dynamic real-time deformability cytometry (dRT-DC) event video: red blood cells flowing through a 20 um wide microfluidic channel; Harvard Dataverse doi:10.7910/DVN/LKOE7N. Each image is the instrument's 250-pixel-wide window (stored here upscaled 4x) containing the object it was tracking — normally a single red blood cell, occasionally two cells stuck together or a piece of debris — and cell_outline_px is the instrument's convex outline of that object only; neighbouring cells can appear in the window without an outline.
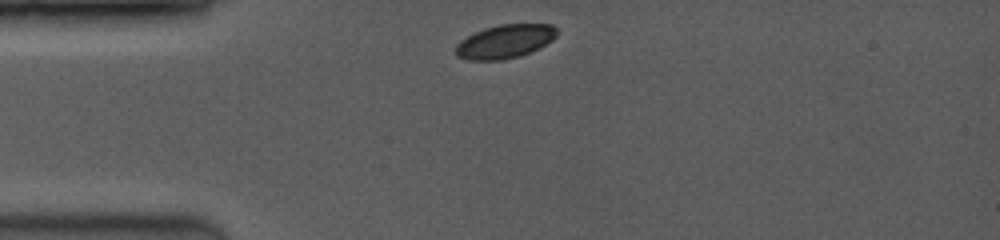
{"species": "common noctule bat (a hibernating species)", "species_latin": "Nyctalus noctula", "temperature_condition": "room temperature", "stored_images_in_passage": 28, "camera_frame_rate_fps": 3500, "um_per_image_px": 0.085, "animal": {"sex": "female", "body_mass_g": 19.0, "forearm_length_mm": 53.3}, "frame": {"image": 1, "passage_image": 1, "time_ms": 0.0, "image_size_px": [1000, 240], "cell_outline_px": [[556, 36], [552, 40], [528, 52], [516, 56], [500, 60], [468, 60], [456, 56], [456, 44], [460, 40], [484, 28], [500, 24], [552, 24], [556, 28]], "centroid_in_image_um": [42.88, 3.51], "position_along_channel_um": 42.1, "area_um2": 19.48}}
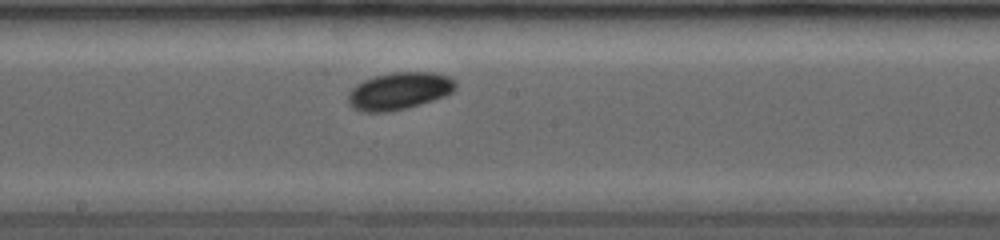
{"frame": {"image": 2, "passage_image": 15, "time_ms": 4.857, "image_size_px": [1000, 240], "cell_outline_px": [[456, 88], [452, 92], [444, 96], [408, 108], [388, 112], [364, 112], [352, 108], [348, 104], [348, 92], [356, 84], [364, 80], [376, 76], [392, 72], [436, 72], [448, 76], [456, 80]], "centroid_in_image_um": [33.93, 7.73], "position_along_channel_um": 214.3, "area_um2": 23.52}}
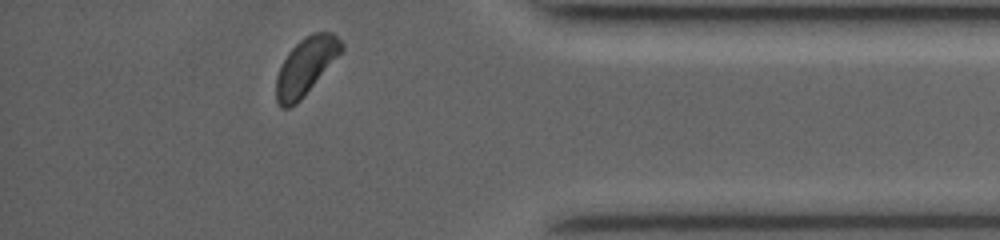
{"frame": {"image": 3, "passage_image": 28, "time_ms": 10.0, "image_size_px": [1000, 240], "cell_outline_px": [[344, 48], [304, 96], [296, 104], [288, 108], [280, 108], [276, 100], [276, 76], [288, 52], [300, 40], [312, 32], [332, 32], [344, 44]], "centroid_in_image_um": [25.97, 5.64], "position_along_channel_um": 409.2, "area_um2": 21.39}, "authors_computed_cell_mechanics": {"area_um2": 22.1952, "velocity_mm_per_s": 4.0427, "shape_relaxation_time_tau1_ms": null, "shape_relaxation_time_tau2_ms": 4.0745, "deformation_change_tau1": null, "deformation_change_tau2": 0.063}}